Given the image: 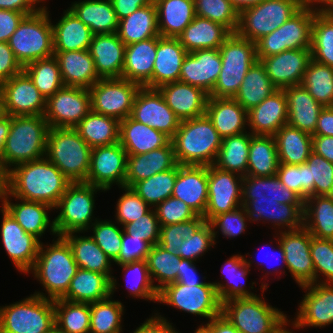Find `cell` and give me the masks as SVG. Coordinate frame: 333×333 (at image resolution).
Wrapping results in <instances>:
<instances>
[{
    "label": "cell",
    "instance_id": "obj_10",
    "mask_svg": "<svg viewBox=\"0 0 333 333\" xmlns=\"http://www.w3.org/2000/svg\"><path fill=\"white\" fill-rule=\"evenodd\" d=\"M100 190L105 192L104 189L86 182L70 183L67 186L54 208L60 211L53 219L57 236H63L69 232H86L91 228V225L98 220L93 216V211L94 196Z\"/></svg>",
    "mask_w": 333,
    "mask_h": 333
},
{
    "label": "cell",
    "instance_id": "obj_15",
    "mask_svg": "<svg viewBox=\"0 0 333 333\" xmlns=\"http://www.w3.org/2000/svg\"><path fill=\"white\" fill-rule=\"evenodd\" d=\"M140 88L123 78L100 79L89 88L91 110L121 121L130 116Z\"/></svg>",
    "mask_w": 333,
    "mask_h": 333
},
{
    "label": "cell",
    "instance_id": "obj_54",
    "mask_svg": "<svg viewBox=\"0 0 333 333\" xmlns=\"http://www.w3.org/2000/svg\"><path fill=\"white\" fill-rule=\"evenodd\" d=\"M23 71L46 100L65 86L58 61L54 55L25 65Z\"/></svg>",
    "mask_w": 333,
    "mask_h": 333
},
{
    "label": "cell",
    "instance_id": "obj_45",
    "mask_svg": "<svg viewBox=\"0 0 333 333\" xmlns=\"http://www.w3.org/2000/svg\"><path fill=\"white\" fill-rule=\"evenodd\" d=\"M276 141L279 163L300 165L312 152V135L288 124L273 135Z\"/></svg>",
    "mask_w": 333,
    "mask_h": 333
},
{
    "label": "cell",
    "instance_id": "obj_27",
    "mask_svg": "<svg viewBox=\"0 0 333 333\" xmlns=\"http://www.w3.org/2000/svg\"><path fill=\"white\" fill-rule=\"evenodd\" d=\"M180 121L205 115L209 94L188 83L175 81L157 88Z\"/></svg>",
    "mask_w": 333,
    "mask_h": 333
},
{
    "label": "cell",
    "instance_id": "obj_25",
    "mask_svg": "<svg viewBox=\"0 0 333 333\" xmlns=\"http://www.w3.org/2000/svg\"><path fill=\"white\" fill-rule=\"evenodd\" d=\"M218 49H202L188 53L182 63L179 81L203 89L210 94L221 71Z\"/></svg>",
    "mask_w": 333,
    "mask_h": 333
},
{
    "label": "cell",
    "instance_id": "obj_55",
    "mask_svg": "<svg viewBox=\"0 0 333 333\" xmlns=\"http://www.w3.org/2000/svg\"><path fill=\"white\" fill-rule=\"evenodd\" d=\"M301 84L323 107H333V67L311 59Z\"/></svg>",
    "mask_w": 333,
    "mask_h": 333
},
{
    "label": "cell",
    "instance_id": "obj_43",
    "mask_svg": "<svg viewBox=\"0 0 333 333\" xmlns=\"http://www.w3.org/2000/svg\"><path fill=\"white\" fill-rule=\"evenodd\" d=\"M116 33L125 45L160 36L155 3L151 1L119 20Z\"/></svg>",
    "mask_w": 333,
    "mask_h": 333
},
{
    "label": "cell",
    "instance_id": "obj_57",
    "mask_svg": "<svg viewBox=\"0 0 333 333\" xmlns=\"http://www.w3.org/2000/svg\"><path fill=\"white\" fill-rule=\"evenodd\" d=\"M177 179V165L168 170L159 172L147 179L136 182L131 188L151 207L172 196Z\"/></svg>",
    "mask_w": 333,
    "mask_h": 333
},
{
    "label": "cell",
    "instance_id": "obj_13",
    "mask_svg": "<svg viewBox=\"0 0 333 333\" xmlns=\"http://www.w3.org/2000/svg\"><path fill=\"white\" fill-rule=\"evenodd\" d=\"M157 302L204 317L209 321L220 315L222 308L215 285L210 281L195 286L170 283L158 291Z\"/></svg>",
    "mask_w": 333,
    "mask_h": 333
},
{
    "label": "cell",
    "instance_id": "obj_16",
    "mask_svg": "<svg viewBox=\"0 0 333 333\" xmlns=\"http://www.w3.org/2000/svg\"><path fill=\"white\" fill-rule=\"evenodd\" d=\"M91 111L89 89L64 86L46 100L50 128H74Z\"/></svg>",
    "mask_w": 333,
    "mask_h": 333
},
{
    "label": "cell",
    "instance_id": "obj_14",
    "mask_svg": "<svg viewBox=\"0 0 333 333\" xmlns=\"http://www.w3.org/2000/svg\"><path fill=\"white\" fill-rule=\"evenodd\" d=\"M316 10L304 5L278 29L256 42V57H268L289 49L311 48Z\"/></svg>",
    "mask_w": 333,
    "mask_h": 333
},
{
    "label": "cell",
    "instance_id": "obj_44",
    "mask_svg": "<svg viewBox=\"0 0 333 333\" xmlns=\"http://www.w3.org/2000/svg\"><path fill=\"white\" fill-rule=\"evenodd\" d=\"M111 296V279L101 273L79 268L62 299L71 302L92 303Z\"/></svg>",
    "mask_w": 333,
    "mask_h": 333
},
{
    "label": "cell",
    "instance_id": "obj_73",
    "mask_svg": "<svg viewBox=\"0 0 333 333\" xmlns=\"http://www.w3.org/2000/svg\"><path fill=\"white\" fill-rule=\"evenodd\" d=\"M151 165L152 176L168 171L177 165L171 141L166 146L151 151Z\"/></svg>",
    "mask_w": 333,
    "mask_h": 333
},
{
    "label": "cell",
    "instance_id": "obj_64",
    "mask_svg": "<svg viewBox=\"0 0 333 333\" xmlns=\"http://www.w3.org/2000/svg\"><path fill=\"white\" fill-rule=\"evenodd\" d=\"M216 243L210 224L205 222L193 236L188 235L186 239H183L181 246L177 247V254L182 259L196 262Z\"/></svg>",
    "mask_w": 333,
    "mask_h": 333
},
{
    "label": "cell",
    "instance_id": "obj_12",
    "mask_svg": "<svg viewBox=\"0 0 333 333\" xmlns=\"http://www.w3.org/2000/svg\"><path fill=\"white\" fill-rule=\"evenodd\" d=\"M303 6V0H264L240 12L236 33L256 43L278 29Z\"/></svg>",
    "mask_w": 333,
    "mask_h": 333
},
{
    "label": "cell",
    "instance_id": "obj_37",
    "mask_svg": "<svg viewBox=\"0 0 333 333\" xmlns=\"http://www.w3.org/2000/svg\"><path fill=\"white\" fill-rule=\"evenodd\" d=\"M157 43L158 37H152L126 45L121 78L144 87L152 78Z\"/></svg>",
    "mask_w": 333,
    "mask_h": 333
},
{
    "label": "cell",
    "instance_id": "obj_62",
    "mask_svg": "<svg viewBox=\"0 0 333 333\" xmlns=\"http://www.w3.org/2000/svg\"><path fill=\"white\" fill-rule=\"evenodd\" d=\"M205 222V217L198 215L185 222L161 226L158 245L172 254H177V247L181 246L183 239L188 235L193 236Z\"/></svg>",
    "mask_w": 333,
    "mask_h": 333
},
{
    "label": "cell",
    "instance_id": "obj_22",
    "mask_svg": "<svg viewBox=\"0 0 333 333\" xmlns=\"http://www.w3.org/2000/svg\"><path fill=\"white\" fill-rule=\"evenodd\" d=\"M1 239L3 247L17 270L24 275L32 269L41 241L26 233L17 221L2 207Z\"/></svg>",
    "mask_w": 333,
    "mask_h": 333
},
{
    "label": "cell",
    "instance_id": "obj_63",
    "mask_svg": "<svg viewBox=\"0 0 333 333\" xmlns=\"http://www.w3.org/2000/svg\"><path fill=\"white\" fill-rule=\"evenodd\" d=\"M310 254L314 265L315 283L333 284V239H319L311 235ZM320 275L326 279L320 281Z\"/></svg>",
    "mask_w": 333,
    "mask_h": 333
},
{
    "label": "cell",
    "instance_id": "obj_47",
    "mask_svg": "<svg viewBox=\"0 0 333 333\" xmlns=\"http://www.w3.org/2000/svg\"><path fill=\"white\" fill-rule=\"evenodd\" d=\"M278 151L273 135H253L248 155V176L269 177L277 174Z\"/></svg>",
    "mask_w": 333,
    "mask_h": 333
},
{
    "label": "cell",
    "instance_id": "obj_9",
    "mask_svg": "<svg viewBox=\"0 0 333 333\" xmlns=\"http://www.w3.org/2000/svg\"><path fill=\"white\" fill-rule=\"evenodd\" d=\"M259 296L223 302L221 314L241 333H274L287 315Z\"/></svg>",
    "mask_w": 333,
    "mask_h": 333
},
{
    "label": "cell",
    "instance_id": "obj_39",
    "mask_svg": "<svg viewBox=\"0 0 333 333\" xmlns=\"http://www.w3.org/2000/svg\"><path fill=\"white\" fill-rule=\"evenodd\" d=\"M247 255H233L225 264L221 267V276L226 278V283L212 282L215 285L217 295L221 304L234 298H248L255 297L253 292L245 286V282L248 280L247 276L250 273L252 260H248ZM246 279V281H245ZM243 282V283H242Z\"/></svg>",
    "mask_w": 333,
    "mask_h": 333
},
{
    "label": "cell",
    "instance_id": "obj_7",
    "mask_svg": "<svg viewBox=\"0 0 333 333\" xmlns=\"http://www.w3.org/2000/svg\"><path fill=\"white\" fill-rule=\"evenodd\" d=\"M48 8L25 16L8 41L22 67L54 55L53 27Z\"/></svg>",
    "mask_w": 333,
    "mask_h": 333
},
{
    "label": "cell",
    "instance_id": "obj_41",
    "mask_svg": "<svg viewBox=\"0 0 333 333\" xmlns=\"http://www.w3.org/2000/svg\"><path fill=\"white\" fill-rule=\"evenodd\" d=\"M69 9L90 28L94 35L117 32L119 20L111 0L75 1Z\"/></svg>",
    "mask_w": 333,
    "mask_h": 333
},
{
    "label": "cell",
    "instance_id": "obj_69",
    "mask_svg": "<svg viewBox=\"0 0 333 333\" xmlns=\"http://www.w3.org/2000/svg\"><path fill=\"white\" fill-rule=\"evenodd\" d=\"M123 228L127 234L137 236L151 246L159 242L161 226L153 208L137 220L126 224Z\"/></svg>",
    "mask_w": 333,
    "mask_h": 333
},
{
    "label": "cell",
    "instance_id": "obj_6",
    "mask_svg": "<svg viewBox=\"0 0 333 333\" xmlns=\"http://www.w3.org/2000/svg\"><path fill=\"white\" fill-rule=\"evenodd\" d=\"M92 148L74 128H50L45 157L71 182H85Z\"/></svg>",
    "mask_w": 333,
    "mask_h": 333
},
{
    "label": "cell",
    "instance_id": "obj_51",
    "mask_svg": "<svg viewBox=\"0 0 333 333\" xmlns=\"http://www.w3.org/2000/svg\"><path fill=\"white\" fill-rule=\"evenodd\" d=\"M310 49L314 61L333 67V11H316Z\"/></svg>",
    "mask_w": 333,
    "mask_h": 333
},
{
    "label": "cell",
    "instance_id": "obj_17",
    "mask_svg": "<svg viewBox=\"0 0 333 333\" xmlns=\"http://www.w3.org/2000/svg\"><path fill=\"white\" fill-rule=\"evenodd\" d=\"M242 184L243 176L208 166V201L203 215L206 222L242 206Z\"/></svg>",
    "mask_w": 333,
    "mask_h": 333
},
{
    "label": "cell",
    "instance_id": "obj_21",
    "mask_svg": "<svg viewBox=\"0 0 333 333\" xmlns=\"http://www.w3.org/2000/svg\"><path fill=\"white\" fill-rule=\"evenodd\" d=\"M127 153L119 142L92 148L86 183L105 191L113 184L124 186Z\"/></svg>",
    "mask_w": 333,
    "mask_h": 333
},
{
    "label": "cell",
    "instance_id": "obj_46",
    "mask_svg": "<svg viewBox=\"0 0 333 333\" xmlns=\"http://www.w3.org/2000/svg\"><path fill=\"white\" fill-rule=\"evenodd\" d=\"M119 124V120L91 110L74 129L94 148L119 142Z\"/></svg>",
    "mask_w": 333,
    "mask_h": 333
},
{
    "label": "cell",
    "instance_id": "obj_61",
    "mask_svg": "<svg viewBox=\"0 0 333 333\" xmlns=\"http://www.w3.org/2000/svg\"><path fill=\"white\" fill-rule=\"evenodd\" d=\"M116 222L110 220H96L91 229L95 243L101 248V250L113 261L119 257L120 249L122 246V237L124 228H119L115 225ZM93 227V228H92Z\"/></svg>",
    "mask_w": 333,
    "mask_h": 333
},
{
    "label": "cell",
    "instance_id": "obj_58",
    "mask_svg": "<svg viewBox=\"0 0 333 333\" xmlns=\"http://www.w3.org/2000/svg\"><path fill=\"white\" fill-rule=\"evenodd\" d=\"M122 268V272L125 271L124 277L132 276V284L126 286L129 292V295L134 298L144 299L147 301H152L154 303L158 300V290L154 287L148 266L147 261L139 260L128 263L118 264ZM131 274V275H130ZM129 281V279H128ZM127 281V282H128Z\"/></svg>",
    "mask_w": 333,
    "mask_h": 333
},
{
    "label": "cell",
    "instance_id": "obj_67",
    "mask_svg": "<svg viewBox=\"0 0 333 333\" xmlns=\"http://www.w3.org/2000/svg\"><path fill=\"white\" fill-rule=\"evenodd\" d=\"M247 221L246 211L243 206H240L233 211L212 217L208 223L213 230L214 238H216L217 233L220 231L226 238L232 239L242 233L245 234ZM216 228L219 231H216Z\"/></svg>",
    "mask_w": 333,
    "mask_h": 333
},
{
    "label": "cell",
    "instance_id": "obj_32",
    "mask_svg": "<svg viewBox=\"0 0 333 333\" xmlns=\"http://www.w3.org/2000/svg\"><path fill=\"white\" fill-rule=\"evenodd\" d=\"M205 114L222 138L247 132L248 111L234 98L209 97Z\"/></svg>",
    "mask_w": 333,
    "mask_h": 333
},
{
    "label": "cell",
    "instance_id": "obj_33",
    "mask_svg": "<svg viewBox=\"0 0 333 333\" xmlns=\"http://www.w3.org/2000/svg\"><path fill=\"white\" fill-rule=\"evenodd\" d=\"M76 233L69 232L62 237L70 245L74 260L77 266L84 270L97 272L107 275L111 279V295L117 290V280L112 276L111 263L113 261L101 250L91 236H79Z\"/></svg>",
    "mask_w": 333,
    "mask_h": 333
},
{
    "label": "cell",
    "instance_id": "obj_29",
    "mask_svg": "<svg viewBox=\"0 0 333 333\" xmlns=\"http://www.w3.org/2000/svg\"><path fill=\"white\" fill-rule=\"evenodd\" d=\"M287 122L288 106L284 89H277L248 111V126L253 135H274Z\"/></svg>",
    "mask_w": 333,
    "mask_h": 333
},
{
    "label": "cell",
    "instance_id": "obj_49",
    "mask_svg": "<svg viewBox=\"0 0 333 333\" xmlns=\"http://www.w3.org/2000/svg\"><path fill=\"white\" fill-rule=\"evenodd\" d=\"M277 88L267 76L264 66L256 61L247 71L238 92L233 97L246 111L259 105Z\"/></svg>",
    "mask_w": 333,
    "mask_h": 333
},
{
    "label": "cell",
    "instance_id": "obj_36",
    "mask_svg": "<svg viewBox=\"0 0 333 333\" xmlns=\"http://www.w3.org/2000/svg\"><path fill=\"white\" fill-rule=\"evenodd\" d=\"M287 106V124L303 132L313 135L320 111L324 108L302 85H294L284 89Z\"/></svg>",
    "mask_w": 333,
    "mask_h": 333
},
{
    "label": "cell",
    "instance_id": "obj_60",
    "mask_svg": "<svg viewBox=\"0 0 333 333\" xmlns=\"http://www.w3.org/2000/svg\"><path fill=\"white\" fill-rule=\"evenodd\" d=\"M276 175L282 184L297 193L304 201L314 196V181H311L310 168L306 163H279Z\"/></svg>",
    "mask_w": 333,
    "mask_h": 333
},
{
    "label": "cell",
    "instance_id": "obj_48",
    "mask_svg": "<svg viewBox=\"0 0 333 333\" xmlns=\"http://www.w3.org/2000/svg\"><path fill=\"white\" fill-rule=\"evenodd\" d=\"M303 226L319 239H333V196H310L304 201Z\"/></svg>",
    "mask_w": 333,
    "mask_h": 333
},
{
    "label": "cell",
    "instance_id": "obj_72",
    "mask_svg": "<svg viewBox=\"0 0 333 333\" xmlns=\"http://www.w3.org/2000/svg\"><path fill=\"white\" fill-rule=\"evenodd\" d=\"M22 71L23 67L16 60L8 42H0V84Z\"/></svg>",
    "mask_w": 333,
    "mask_h": 333
},
{
    "label": "cell",
    "instance_id": "obj_8",
    "mask_svg": "<svg viewBox=\"0 0 333 333\" xmlns=\"http://www.w3.org/2000/svg\"><path fill=\"white\" fill-rule=\"evenodd\" d=\"M221 71L209 97L233 98L247 71L257 61L256 43L232 33L219 47Z\"/></svg>",
    "mask_w": 333,
    "mask_h": 333
},
{
    "label": "cell",
    "instance_id": "obj_18",
    "mask_svg": "<svg viewBox=\"0 0 333 333\" xmlns=\"http://www.w3.org/2000/svg\"><path fill=\"white\" fill-rule=\"evenodd\" d=\"M0 96L6 115L45 114L46 99L24 71L0 84Z\"/></svg>",
    "mask_w": 333,
    "mask_h": 333
},
{
    "label": "cell",
    "instance_id": "obj_20",
    "mask_svg": "<svg viewBox=\"0 0 333 333\" xmlns=\"http://www.w3.org/2000/svg\"><path fill=\"white\" fill-rule=\"evenodd\" d=\"M130 117L163 132L170 139L180 120L165 102L157 88L141 87L136 94Z\"/></svg>",
    "mask_w": 333,
    "mask_h": 333
},
{
    "label": "cell",
    "instance_id": "obj_66",
    "mask_svg": "<svg viewBox=\"0 0 333 333\" xmlns=\"http://www.w3.org/2000/svg\"><path fill=\"white\" fill-rule=\"evenodd\" d=\"M305 163L314 181V196H333V164L313 151Z\"/></svg>",
    "mask_w": 333,
    "mask_h": 333
},
{
    "label": "cell",
    "instance_id": "obj_4",
    "mask_svg": "<svg viewBox=\"0 0 333 333\" xmlns=\"http://www.w3.org/2000/svg\"><path fill=\"white\" fill-rule=\"evenodd\" d=\"M171 142L177 164L210 166L215 163L222 137L205 114L180 121Z\"/></svg>",
    "mask_w": 333,
    "mask_h": 333
},
{
    "label": "cell",
    "instance_id": "obj_40",
    "mask_svg": "<svg viewBox=\"0 0 333 333\" xmlns=\"http://www.w3.org/2000/svg\"><path fill=\"white\" fill-rule=\"evenodd\" d=\"M52 27L54 52L89 50L94 34L69 8Z\"/></svg>",
    "mask_w": 333,
    "mask_h": 333
},
{
    "label": "cell",
    "instance_id": "obj_53",
    "mask_svg": "<svg viewBox=\"0 0 333 333\" xmlns=\"http://www.w3.org/2000/svg\"><path fill=\"white\" fill-rule=\"evenodd\" d=\"M181 260L178 254H172L158 244L150 247L146 261L152 283L158 291L176 282ZM155 280L158 281V285L154 284Z\"/></svg>",
    "mask_w": 333,
    "mask_h": 333
},
{
    "label": "cell",
    "instance_id": "obj_74",
    "mask_svg": "<svg viewBox=\"0 0 333 333\" xmlns=\"http://www.w3.org/2000/svg\"><path fill=\"white\" fill-rule=\"evenodd\" d=\"M26 15L21 12L0 9V42H8Z\"/></svg>",
    "mask_w": 333,
    "mask_h": 333
},
{
    "label": "cell",
    "instance_id": "obj_76",
    "mask_svg": "<svg viewBox=\"0 0 333 333\" xmlns=\"http://www.w3.org/2000/svg\"><path fill=\"white\" fill-rule=\"evenodd\" d=\"M44 0H0V9L24 13L26 16L38 12ZM40 4V6H39ZM39 7H38V6Z\"/></svg>",
    "mask_w": 333,
    "mask_h": 333
},
{
    "label": "cell",
    "instance_id": "obj_1",
    "mask_svg": "<svg viewBox=\"0 0 333 333\" xmlns=\"http://www.w3.org/2000/svg\"><path fill=\"white\" fill-rule=\"evenodd\" d=\"M242 206L250 222L268 221L274 228L288 230L303 227L304 200L277 175L243 176Z\"/></svg>",
    "mask_w": 333,
    "mask_h": 333
},
{
    "label": "cell",
    "instance_id": "obj_70",
    "mask_svg": "<svg viewBox=\"0 0 333 333\" xmlns=\"http://www.w3.org/2000/svg\"><path fill=\"white\" fill-rule=\"evenodd\" d=\"M152 176L151 151L127 155L124 186L131 188L136 182Z\"/></svg>",
    "mask_w": 333,
    "mask_h": 333
},
{
    "label": "cell",
    "instance_id": "obj_80",
    "mask_svg": "<svg viewBox=\"0 0 333 333\" xmlns=\"http://www.w3.org/2000/svg\"><path fill=\"white\" fill-rule=\"evenodd\" d=\"M199 327H202L206 333H241L222 314Z\"/></svg>",
    "mask_w": 333,
    "mask_h": 333
},
{
    "label": "cell",
    "instance_id": "obj_19",
    "mask_svg": "<svg viewBox=\"0 0 333 333\" xmlns=\"http://www.w3.org/2000/svg\"><path fill=\"white\" fill-rule=\"evenodd\" d=\"M287 270L299 287L315 283L314 265L310 254L311 234L303 226L296 230H278Z\"/></svg>",
    "mask_w": 333,
    "mask_h": 333
},
{
    "label": "cell",
    "instance_id": "obj_5",
    "mask_svg": "<svg viewBox=\"0 0 333 333\" xmlns=\"http://www.w3.org/2000/svg\"><path fill=\"white\" fill-rule=\"evenodd\" d=\"M50 126L44 115L11 116V126L0 161L6 172L45 157Z\"/></svg>",
    "mask_w": 333,
    "mask_h": 333
},
{
    "label": "cell",
    "instance_id": "obj_52",
    "mask_svg": "<svg viewBox=\"0 0 333 333\" xmlns=\"http://www.w3.org/2000/svg\"><path fill=\"white\" fill-rule=\"evenodd\" d=\"M55 325L67 333H90V303L53 300Z\"/></svg>",
    "mask_w": 333,
    "mask_h": 333
},
{
    "label": "cell",
    "instance_id": "obj_28",
    "mask_svg": "<svg viewBox=\"0 0 333 333\" xmlns=\"http://www.w3.org/2000/svg\"><path fill=\"white\" fill-rule=\"evenodd\" d=\"M12 198H15V200L20 202H11L13 200ZM1 204V206L17 221L26 233L32 234L40 240L41 236L45 234L46 229L50 227V233L52 232L51 234L55 235V238L58 237L54 226V220L51 221L49 218L50 216L48 215V211L54 209L50 205L18 199L12 197L8 192Z\"/></svg>",
    "mask_w": 333,
    "mask_h": 333
},
{
    "label": "cell",
    "instance_id": "obj_34",
    "mask_svg": "<svg viewBox=\"0 0 333 333\" xmlns=\"http://www.w3.org/2000/svg\"><path fill=\"white\" fill-rule=\"evenodd\" d=\"M171 139L163 132L140 123L130 116L119 124V143L127 155H138L166 146Z\"/></svg>",
    "mask_w": 333,
    "mask_h": 333
},
{
    "label": "cell",
    "instance_id": "obj_59",
    "mask_svg": "<svg viewBox=\"0 0 333 333\" xmlns=\"http://www.w3.org/2000/svg\"><path fill=\"white\" fill-rule=\"evenodd\" d=\"M195 15L218 22L236 33L239 12L229 0H194Z\"/></svg>",
    "mask_w": 333,
    "mask_h": 333
},
{
    "label": "cell",
    "instance_id": "obj_75",
    "mask_svg": "<svg viewBox=\"0 0 333 333\" xmlns=\"http://www.w3.org/2000/svg\"><path fill=\"white\" fill-rule=\"evenodd\" d=\"M154 313L153 316L147 318L133 333H179L176 331L173 323H170L165 317Z\"/></svg>",
    "mask_w": 333,
    "mask_h": 333
},
{
    "label": "cell",
    "instance_id": "obj_50",
    "mask_svg": "<svg viewBox=\"0 0 333 333\" xmlns=\"http://www.w3.org/2000/svg\"><path fill=\"white\" fill-rule=\"evenodd\" d=\"M250 141V132L222 138V144L213 165L218 169L246 176Z\"/></svg>",
    "mask_w": 333,
    "mask_h": 333
},
{
    "label": "cell",
    "instance_id": "obj_56",
    "mask_svg": "<svg viewBox=\"0 0 333 333\" xmlns=\"http://www.w3.org/2000/svg\"><path fill=\"white\" fill-rule=\"evenodd\" d=\"M124 305L112 296L90 303V333H122Z\"/></svg>",
    "mask_w": 333,
    "mask_h": 333
},
{
    "label": "cell",
    "instance_id": "obj_65",
    "mask_svg": "<svg viewBox=\"0 0 333 333\" xmlns=\"http://www.w3.org/2000/svg\"><path fill=\"white\" fill-rule=\"evenodd\" d=\"M121 190L125 193L117 201L115 219L118 226L124 227L148 213L151 207L132 188L123 186Z\"/></svg>",
    "mask_w": 333,
    "mask_h": 333
},
{
    "label": "cell",
    "instance_id": "obj_77",
    "mask_svg": "<svg viewBox=\"0 0 333 333\" xmlns=\"http://www.w3.org/2000/svg\"><path fill=\"white\" fill-rule=\"evenodd\" d=\"M195 262L191 260L182 259L181 268L178 270V276L176 282L182 283L188 286H195L204 284L205 281L201 280L198 276V270H196Z\"/></svg>",
    "mask_w": 333,
    "mask_h": 333
},
{
    "label": "cell",
    "instance_id": "obj_30",
    "mask_svg": "<svg viewBox=\"0 0 333 333\" xmlns=\"http://www.w3.org/2000/svg\"><path fill=\"white\" fill-rule=\"evenodd\" d=\"M125 49L117 33L93 35L89 52L101 79L122 77Z\"/></svg>",
    "mask_w": 333,
    "mask_h": 333
},
{
    "label": "cell",
    "instance_id": "obj_35",
    "mask_svg": "<svg viewBox=\"0 0 333 333\" xmlns=\"http://www.w3.org/2000/svg\"><path fill=\"white\" fill-rule=\"evenodd\" d=\"M65 86L89 89L101 78L89 50L54 52Z\"/></svg>",
    "mask_w": 333,
    "mask_h": 333
},
{
    "label": "cell",
    "instance_id": "obj_3",
    "mask_svg": "<svg viewBox=\"0 0 333 333\" xmlns=\"http://www.w3.org/2000/svg\"><path fill=\"white\" fill-rule=\"evenodd\" d=\"M43 244L41 242L30 273L40 282L48 296L40 291H35L34 294L51 300L60 299L67 293L79 267L70 245L62 236H58L53 244Z\"/></svg>",
    "mask_w": 333,
    "mask_h": 333
},
{
    "label": "cell",
    "instance_id": "obj_11",
    "mask_svg": "<svg viewBox=\"0 0 333 333\" xmlns=\"http://www.w3.org/2000/svg\"><path fill=\"white\" fill-rule=\"evenodd\" d=\"M55 325L53 300L36 294L0 306V333H45Z\"/></svg>",
    "mask_w": 333,
    "mask_h": 333
},
{
    "label": "cell",
    "instance_id": "obj_24",
    "mask_svg": "<svg viewBox=\"0 0 333 333\" xmlns=\"http://www.w3.org/2000/svg\"><path fill=\"white\" fill-rule=\"evenodd\" d=\"M311 59L310 48L289 49L268 57H257L277 89L300 85Z\"/></svg>",
    "mask_w": 333,
    "mask_h": 333
},
{
    "label": "cell",
    "instance_id": "obj_2",
    "mask_svg": "<svg viewBox=\"0 0 333 333\" xmlns=\"http://www.w3.org/2000/svg\"><path fill=\"white\" fill-rule=\"evenodd\" d=\"M71 182L46 157L29 161L7 172V192L18 199L55 208Z\"/></svg>",
    "mask_w": 333,
    "mask_h": 333
},
{
    "label": "cell",
    "instance_id": "obj_26",
    "mask_svg": "<svg viewBox=\"0 0 333 333\" xmlns=\"http://www.w3.org/2000/svg\"><path fill=\"white\" fill-rule=\"evenodd\" d=\"M172 197L185 202L197 215H204L208 201V166L177 164Z\"/></svg>",
    "mask_w": 333,
    "mask_h": 333
},
{
    "label": "cell",
    "instance_id": "obj_78",
    "mask_svg": "<svg viewBox=\"0 0 333 333\" xmlns=\"http://www.w3.org/2000/svg\"><path fill=\"white\" fill-rule=\"evenodd\" d=\"M152 0H111L118 20H121Z\"/></svg>",
    "mask_w": 333,
    "mask_h": 333
},
{
    "label": "cell",
    "instance_id": "obj_23",
    "mask_svg": "<svg viewBox=\"0 0 333 333\" xmlns=\"http://www.w3.org/2000/svg\"><path fill=\"white\" fill-rule=\"evenodd\" d=\"M300 288L305 290V295L291 322L293 328H324L333 324V284L313 283Z\"/></svg>",
    "mask_w": 333,
    "mask_h": 333
},
{
    "label": "cell",
    "instance_id": "obj_68",
    "mask_svg": "<svg viewBox=\"0 0 333 333\" xmlns=\"http://www.w3.org/2000/svg\"><path fill=\"white\" fill-rule=\"evenodd\" d=\"M154 209L160 226L185 222L198 216L185 202L172 196Z\"/></svg>",
    "mask_w": 333,
    "mask_h": 333
},
{
    "label": "cell",
    "instance_id": "obj_38",
    "mask_svg": "<svg viewBox=\"0 0 333 333\" xmlns=\"http://www.w3.org/2000/svg\"><path fill=\"white\" fill-rule=\"evenodd\" d=\"M232 32L224 25L195 16L178 36L188 53L202 49H219Z\"/></svg>",
    "mask_w": 333,
    "mask_h": 333
},
{
    "label": "cell",
    "instance_id": "obj_42",
    "mask_svg": "<svg viewBox=\"0 0 333 333\" xmlns=\"http://www.w3.org/2000/svg\"><path fill=\"white\" fill-rule=\"evenodd\" d=\"M157 9L159 35L178 38L193 21L194 0H154Z\"/></svg>",
    "mask_w": 333,
    "mask_h": 333
},
{
    "label": "cell",
    "instance_id": "obj_71",
    "mask_svg": "<svg viewBox=\"0 0 333 333\" xmlns=\"http://www.w3.org/2000/svg\"><path fill=\"white\" fill-rule=\"evenodd\" d=\"M151 245L138 238L123 232L122 246L119 257L114 261L115 264L128 263L133 261L145 260Z\"/></svg>",
    "mask_w": 333,
    "mask_h": 333
},
{
    "label": "cell",
    "instance_id": "obj_79",
    "mask_svg": "<svg viewBox=\"0 0 333 333\" xmlns=\"http://www.w3.org/2000/svg\"><path fill=\"white\" fill-rule=\"evenodd\" d=\"M312 151L333 164V136L312 135Z\"/></svg>",
    "mask_w": 333,
    "mask_h": 333
},
{
    "label": "cell",
    "instance_id": "obj_31",
    "mask_svg": "<svg viewBox=\"0 0 333 333\" xmlns=\"http://www.w3.org/2000/svg\"><path fill=\"white\" fill-rule=\"evenodd\" d=\"M187 54L178 38L158 36L152 78L144 87L158 88L179 81L181 66Z\"/></svg>",
    "mask_w": 333,
    "mask_h": 333
}]
</instances>
